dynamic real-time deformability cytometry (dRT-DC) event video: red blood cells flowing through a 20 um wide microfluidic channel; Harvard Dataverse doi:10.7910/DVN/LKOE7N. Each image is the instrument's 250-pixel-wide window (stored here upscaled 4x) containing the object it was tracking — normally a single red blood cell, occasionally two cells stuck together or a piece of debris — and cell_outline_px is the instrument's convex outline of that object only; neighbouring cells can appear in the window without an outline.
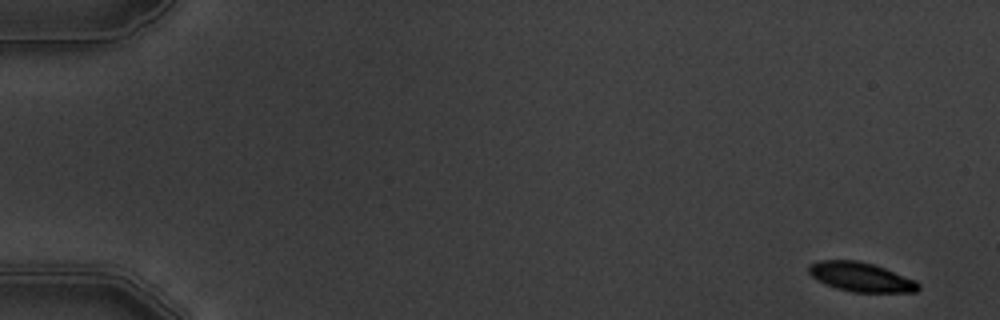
{"species": "common noctule bat (a hibernating species)", "species_latin": "Nyctalus noctula", "temperature_condition": "warm", "stored_images_in_passage": 6, "camera_frame_rate_fps": 3000, "um_per_image_px": 0.085, "animal": {"sex": "male", "body_mass_g": 19.5, "forearm_length_mm": 54.6}, "frame": {"image": 1, "passage_image": 1, "time_ms": 0.0, "image_size_px": [1000, 320], "cell_outline_px": [[920, 288], [916, 292], [852, 292], [836, 288], [816, 280], [808, 272], [808, 264], [820, 260], [860, 260], [884, 268], [916, 280], [920, 284]], "centroid_in_image_um": [73.16, 23.54], "position_along_channel_um": 11.8, "area_um2": 18.79}}